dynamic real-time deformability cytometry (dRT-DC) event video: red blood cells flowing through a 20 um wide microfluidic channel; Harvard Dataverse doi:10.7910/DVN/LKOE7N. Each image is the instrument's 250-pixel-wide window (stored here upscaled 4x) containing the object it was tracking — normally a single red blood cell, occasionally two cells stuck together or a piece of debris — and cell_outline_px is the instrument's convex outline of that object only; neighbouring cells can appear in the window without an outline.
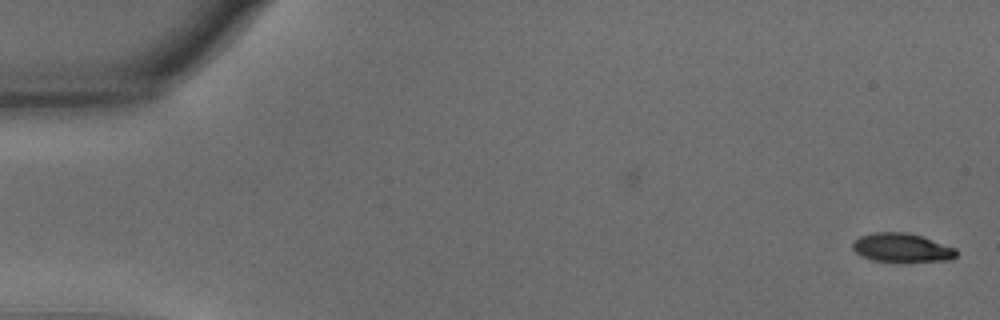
{"species": "common noctule bat (a hibernating species)", "species_latin": "Nyctalus noctula", "temperature_condition": "warm", "stored_images_in_passage": 51, "camera_frame_rate_fps": 3000, "um_per_image_px": 0.085, "animal": {"sex": "male", "body_mass_g": 15.6}, "frame": {"image": 1, "passage_image": 1, "time_ms": 0.0, "image_size_px": [1000, 320], "cell_outline_px": [[956, 256], [952, 260], [896, 264], [872, 260], [860, 256], [852, 248], [852, 244], [860, 236], [876, 232], [908, 232], [956, 248]], "centroid_in_image_um": [76.66, 21.11], "position_along_channel_um": 8.3, "area_um2": 18.03}}
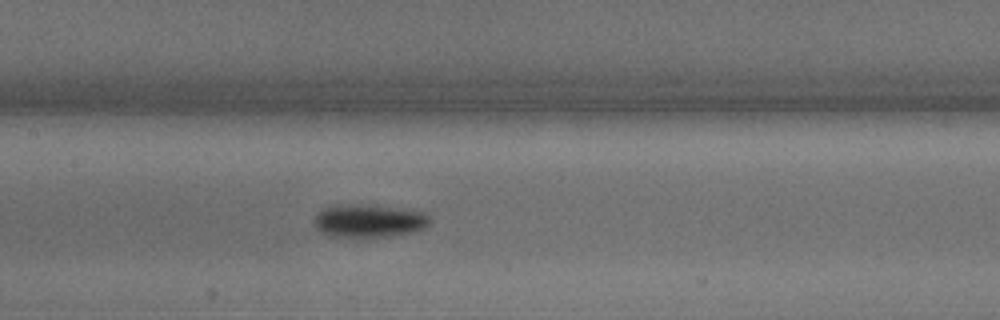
{"frame": {"image": 2, "passage_image": 27, "time_ms": 8.667, "image_size_px": [1000, 320], "cell_outline_px": [[432, 220], [424, 228], [412, 232], [388, 236], [328, 236], [316, 228], [312, 224], [312, 220], [324, 208], [336, 204], [368, 204], [424, 212]], "centroid_in_image_um": [31.32, 18.75], "position_along_channel_um": 176.1, "area_um2": 22.2}}
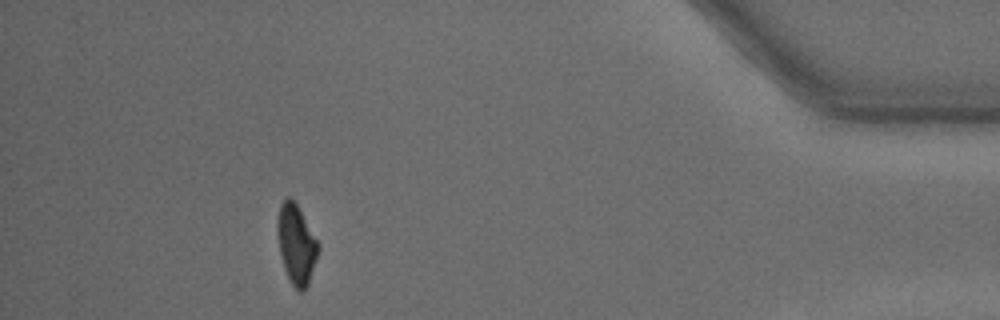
{"frame": {"image": 3, "passage_image": 51, "time_ms": 16.667, "image_size_px": [1000, 320], "cell_outline_px": [[320, 248], [308, 284], [304, 292], [296, 292], [284, 268], [280, 252], [276, 228], [280, 204], [288, 196], [296, 204], [320, 244]], "centroid_in_image_um": [25.19, 20.8], "position_along_channel_um": 410.0, "area_um2": 18.79}, "authors_computed_cell_mechanics": {"area_um2": 19.8254, "velocity_mm_per_s": 3.6033, "shape_relaxation_time_tau1_ms": 2.1399, "shape_relaxation_time_tau2_ms": 3.0395, "deformation_change_tau1": 0.1451, "deformation_change_tau2": 0.0886}}